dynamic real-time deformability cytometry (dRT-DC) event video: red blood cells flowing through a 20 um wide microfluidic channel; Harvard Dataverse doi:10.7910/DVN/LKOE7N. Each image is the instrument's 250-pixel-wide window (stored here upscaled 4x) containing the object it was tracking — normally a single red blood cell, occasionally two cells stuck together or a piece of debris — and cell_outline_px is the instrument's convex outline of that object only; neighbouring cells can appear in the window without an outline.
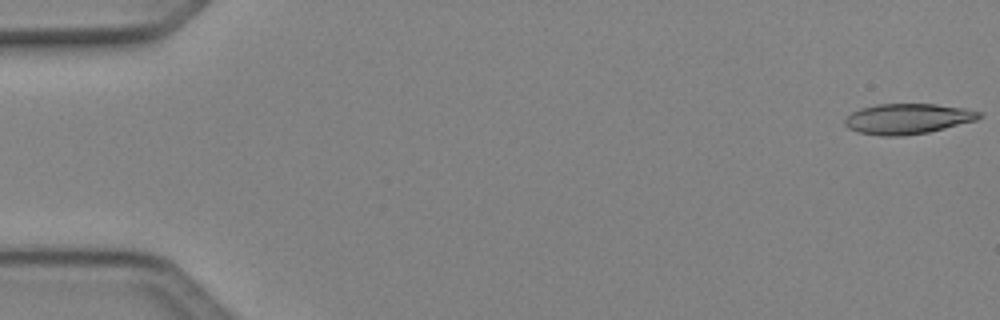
{"species": "Egyptian fruit bat (a non-hibernating species)", "species_latin": "Rousettus aegyptiacus", "temperature_condition": "cold", "stored_images_in_passage": 46, "camera_frame_rate_fps": 3000, "um_per_image_px": 0.085, "animal": {"sex": "female"}, "frame": {"image": 1, "passage_image": 1, "time_ms": 0.0, "image_size_px": [1000, 320], "cell_outline_px": [[984, 116], [976, 120], [928, 132], [900, 136], [880, 136], [860, 132], [848, 128], [844, 124], [844, 120], [852, 112], [860, 108], [876, 104], [936, 104], [964, 108], [984, 112]], "centroid_in_image_um": [77.17, 10.09], "position_along_channel_um": 7.8, "area_um2": 23.81}}
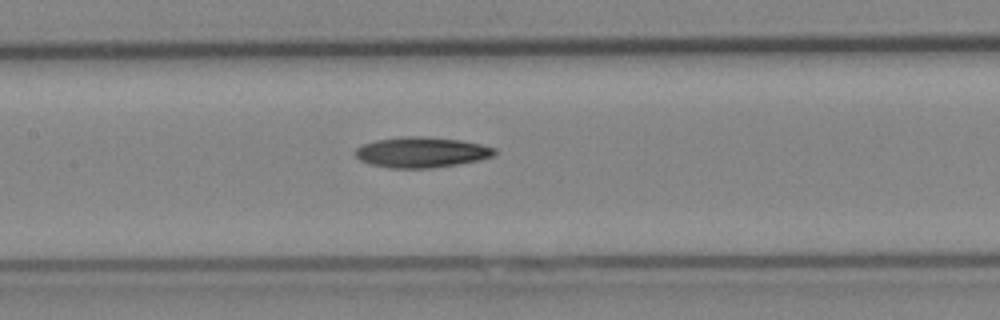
{"frame": {"image": 2, "passage_image": 24, "time_ms": 7.667, "image_size_px": [1000, 320], "cell_outline_px": [[496, 156], [480, 160], [432, 168], [392, 168], [372, 164], [360, 160], [356, 156], [356, 148], [364, 144], [376, 140], [408, 136], [420, 136], [460, 140], [480, 144], [496, 148]], "centroid_in_image_um": [35.87, 12.94], "position_along_channel_um": 171.5, "area_um2": 24.57}}
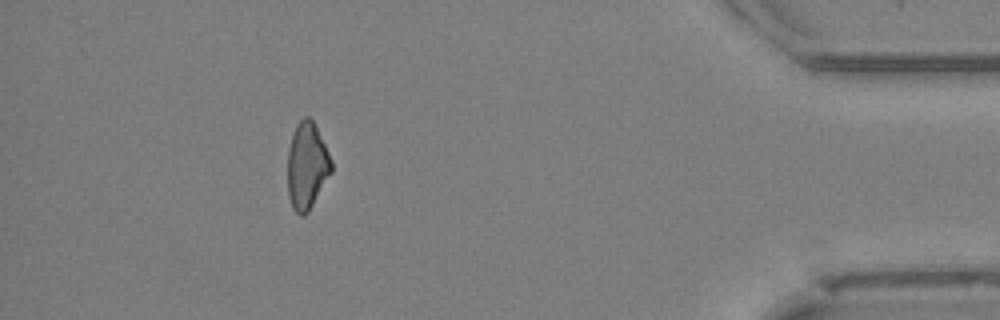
{"frame": {"image": 3, "passage_image": 45, "time_ms": 14.667, "image_size_px": [1000, 320], "cell_outline_px": [[332, 172], [308, 212], [304, 216], [300, 216], [292, 208], [288, 196], [288, 148], [292, 132], [296, 124], [304, 116], [308, 116], [312, 120], [332, 160]], "centroid_in_image_um": [26.07, 14.11], "position_along_channel_um": 409.1, "area_um2": 22.14}}